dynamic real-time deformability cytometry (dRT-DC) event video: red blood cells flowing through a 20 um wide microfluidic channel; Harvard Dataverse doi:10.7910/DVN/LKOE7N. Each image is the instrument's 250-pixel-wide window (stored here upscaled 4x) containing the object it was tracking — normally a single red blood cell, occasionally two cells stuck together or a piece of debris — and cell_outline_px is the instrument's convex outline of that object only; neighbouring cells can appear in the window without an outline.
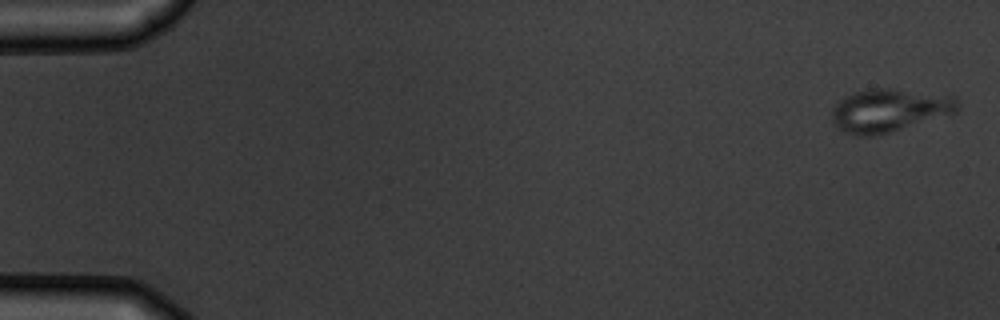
{"species": "common noctule bat (a hibernating species)", "species_latin": "Nyctalus noctula", "temperature_condition": "warm", "stored_images_in_passage": 5, "camera_frame_rate_fps": 3000, "um_per_image_px": 0.085, "animal": {"sex": "male", "body_mass_g": 19.5, "forearm_length_mm": 54.6}, "frame": {"image": 1, "passage_image": 1, "time_ms": 0.0, "image_size_px": [1000, 320], "cell_outline_px": [[960, 108], [956, 112], [888, 132], [872, 136], [856, 136], [844, 132], [836, 128], [832, 120], [832, 108], [844, 96], [868, 88], [892, 88], [956, 96], [960, 104]], "centroid_in_image_um": [75.57, 9.36], "position_along_channel_um": 9.4, "area_um2": 31.56}}